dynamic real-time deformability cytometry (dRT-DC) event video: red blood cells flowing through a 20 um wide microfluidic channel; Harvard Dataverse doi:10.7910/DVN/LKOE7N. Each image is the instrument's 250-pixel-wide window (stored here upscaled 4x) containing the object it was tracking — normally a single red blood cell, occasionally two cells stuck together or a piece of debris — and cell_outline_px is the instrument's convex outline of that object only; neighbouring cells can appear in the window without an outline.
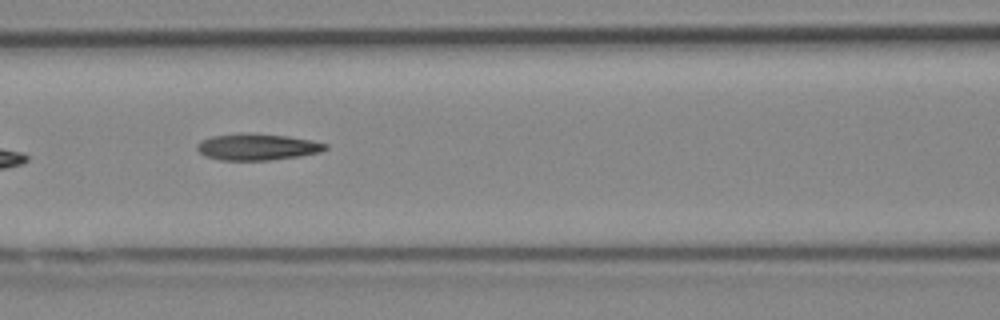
{"species": "Egyptian fruit bat (a non-hibernating species)", "species_latin": "Rousettus aegyptiacus", "temperature_condition": "cold", "stored_images_in_passage": 9, "camera_frame_rate_fps": 3000, "um_per_image_px": 0.085, "animal": {"sex": "female"}, "frame": {"image": 1, "passage_image": 6, "time_ms": 1.667, "image_size_px": [1000, 320], "cell_outline_px": [[328, 148], [320, 152], [300, 156], [272, 160], [220, 160], [204, 156], [196, 148], [196, 144], [200, 140], [212, 136], [240, 132], [288, 136], [312, 140], [328, 144]], "centroid_in_image_um": [21.85, 12.48], "position_along_channel_um": 144.8, "area_um2": 20.06}}
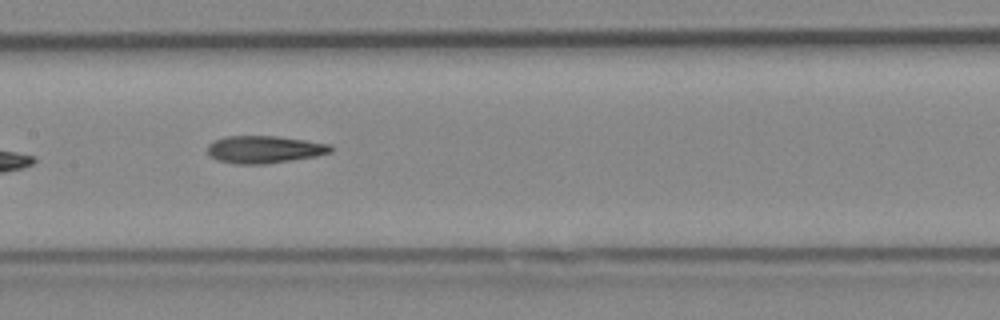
{"frame": {"image": 2, "passage_image": 7, "time_ms": 2.0, "image_size_px": [1000, 320], "cell_outline_px": [[332, 152], [316, 156], [292, 160], [264, 164], [236, 164], [216, 160], [208, 156], [208, 144], [212, 140], [224, 136], [276, 136], [332, 144]], "centroid_in_image_um": [22.43, 12.7], "position_along_channel_um": 185.0, "area_um2": 19.88}}